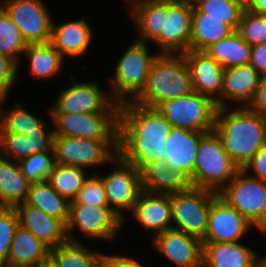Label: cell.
Instances as JSON below:
<instances>
[{
  "label": "cell",
  "instance_id": "1",
  "mask_svg": "<svg viewBox=\"0 0 266 267\" xmlns=\"http://www.w3.org/2000/svg\"><path fill=\"white\" fill-rule=\"evenodd\" d=\"M171 128L157 108L132 101L120 104L118 155L139 170L158 159L167 161L164 146Z\"/></svg>",
  "mask_w": 266,
  "mask_h": 267
},
{
  "label": "cell",
  "instance_id": "2",
  "mask_svg": "<svg viewBox=\"0 0 266 267\" xmlns=\"http://www.w3.org/2000/svg\"><path fill=\"white\" fill-rule=\"evenodd\" d=\"M235 107L217 108L213 131L234 163L243 169L266 145V117L248 107Z\"/></svg>",
  "mask_w": 266,
  "mask_h": 267
},
{
  "label": "cell",
  "instance_id": "3",
  "mask_svg": "<svg viewBox=\"0 0 266 267\" xmlns=\"http://www.w3.org/2000/svg\"><path fill=\"white\" fill-rule=\"evenodd\" d=\"M191 72L183 54L160 53L142 92L132 102L157 108L165 101L192 93Z\"/></svg>",
  "mask_w": 266,
  "mask_h": 267
},
{
  "label": "cell",
  "instance_id": "4",
  "mask_svg": "<svg viewBox=\"0 0 266 267\" xmlns=\"http://www.w3.org/2000/svg\"><path fill=\"white\" fill-rule=\"evenodd\" d=\"M149 43L134 39L115 64L111 97L119 104L134 100L144 89L149 71L160 52L149 53Z\"/></svg>",
  "mask_w": 266,
  "mask_h": 267
},
{
  "label": "cell",
  "instance_id": "5",
  "mask_svg": "<svg viewBox=\"0 0 266 267\" xmlns=\"http://www.w3.org/2000/svg\"><path fill=\"white\" fill-rule=\"evenodd\" d=\"M239 170L214 131L201 138L191 178L193 187L219 193Z\"/></svg>",
  "mask_w": 266,
  "mask_h": 267
},
{
  "label": "cell",
  "instance_id": "6",
  "mask_svg": "<svg viewBox=\"0 0 266 267\" xmlns=\"http://www.w3.org/2000/svg\"><path fill=\"white\" fill-rule=\"evenodd\" d=\"M218 196L266 235V181L240 169Z\"/></svg>",
  "mask_w": 266,
  "mask_h": 267
},
{
  "label": "cell",
  "instance_id": "7",
  "mask_svg": "<svg viewBox=\"0 0 266 267\" xmlns=\"http://www.w3.org/2000/svg\"><path fill=\"white\" fill-rule=\"evenodd\" d=\"M55 163L80 168L109 164L118 154V140L54 136Z\"/></svg>",
  "mask_w": 266,
  "mask_h": 267
},
{
  "label": "cell",
  "instance_id": "8",
  "mask_svg": "<svg viewBox=\"0 0 266 267\" xmlns=\"http://www.w3.org/2000/svg\"><path fill=\"white\" fill-rule=\"evenodd\" d=\"M157 109L172 127L212 132L215 126L216 103L210 97L195 91L165 101Z\"/></svg>",
  "mask_w": 266,
  "mask_h": 267
},
{
  "label": "cell",
  "instance_id": "9",
  "mask_svg": "<svg viewBox=\"0 0 266 267\" xmlns=\"http://www.w3.org/2000/svg\"><path fill=\"white\" fill-rule=\"evenodd\" d=\"M173 229L203 239L207 227L211 202L218 193L201 188L170 194Z\"/></svg>",
  "mask_w": 266,
  "mask_h": 267
},
{
  "label": "cell",
  "instance_id": "10",
  "mask_svg": "<svg viewBox=\"0 0 266 267\" xmlns=\"http://www.w3.org/2000/svg\"><path fill=\"white\" fill-rule=\"evenodd\" d=\"M54 136L118 140L119 112L50 113Z\"/></svg>",
  "mask_w": 266,
  "mask_h": 267
},
{
  "label": "cell",
  "instance_id": "11",
  "mask_svg": "<svg viewBox=\"0 0 266 267\" xmlns=\"http://www.w3.org/2000/svg\"><path fill=\"white\" fill-rule=\"evenodd\" d=\"M90 239H102L110 243L120 235L123 221L109 206H89L86 204H70L69 220L66 234L69 242L80 243L73 235L77 229Z\"/></svg>",
  "mask_w": 266,
  "mask_h": 267
},
{
  "label": "cell",
  "instance_id": "12",
  "mask_svg": "<svg viewBox=\"0 0 266 267\" xmlns=\"http://www.w3.org/2000/svg\"><path fill=\"white\" fill-rule=\"evenodd\" d=\"M110 164L116 169L100 177L105 185L108 206L124 225L126 216L123 213L132 212L142 191L140 170L132 163L124 161L118 154Z\"/></svg>",
  "mask_w": 266,
  "mask_h": 267
},
{
  "label": "cell",
  "instance_id": "13",
  "mask_svg": "<svg viewBox=\"0 0 266 267\" xmlns=\"http://www.w3.org/2000/svg\"><path fill=\"white\" fill-rule=\"evenodd\" d=\"M72 76L70 79L73 84L59 93L48 113L119 112L120 104L110 93L102 91L96 82L79 83Z\"/></svg>",
  "mask_w": 266,
  "mask_h": 267
},
{
  "label": "cell",
  "instance_id": "14",
  "mask_svg": "<svg viewBox=\"0 0 266 267\" xmlns=\"http://www.w3.org/2000/svg\"><path fill=\"white\" fill-rule=\"evenodd\" d=\"M0 6L19 28L27 44L50 42L54 19L44 0H3Z\"/></svg>",
  "mask_w": 266,
  "mask_h": 267
},
{
  "label": "cell",
  "instance_id": "15",
  "mask_svg": "<svg viewBox=\"0 0 266 267\" xmlns=\"http://www.w3.org/2000/svg\"><path fill=\"white\" fill-rule=\"evenodd\" d=\"M193 3L164 1V32L152 41L160 53L182 54L190 50Z\"/></svg>",
  "mask_w": 266,
  "mask_h": 267
},
{
  "label": "cell",
  "instance_id": "16",
  "mask_svg": "<svg viewBox=\"0 0 266 267\" xmlns=\"http://www.w3.org/2000/svg\"><path fill=\"white\" fill-rule=\"evenodd\" d=\"M252 226L236 209L217 196L211 202L202 243L240 242Z\"/></svg>",
  "mask_w": 266,
  "mask_h": 267
},
{
  "label": "cell",
  "instance_id": "17",
  "mask_svg": "<svg viewBox=\"0 0 266 267\" xmlns=\"http://www.w3.org/2000/svg\"><path fill=\"white\" fill-rule=\"evenodd\" d=\"M151 244L177 267H203V243L197 237L170 228L151 238Z\"/></svg>",
  "mask_w": 266,
  "mask_h": 267
},
{
  "label": "cell",
  "instance_id": "18",
  "mask_svg": "<svg viewBox=\"0 0 266 267\" xmlns=\"http://www.w3.org/2000/svg\"><path fill=\"white\" fill-rule=\"evenodd\" d=\"M182 54L191 72L193 90L210 97L217 108H222L224 68L204 51L189 50Z\"/></svg>",
  "mask_w": 266,
  "mask_h": 267
},
{
  "label": "cell",
  "instance_id": "19",
  "mask_svg": "<svg viewBox=\"0 0 266 267\" xmlns=\"http://www.w3.org/2000/svg\"><path fill=\"white\" fill-rule=\"evenodd\" d=\"M45 121L38 132L19 134L6 131L0 125V155L19 162L38 152L52 151L54 146V130L48 129Z\"/></svg>",
  "mask_w": 266,
  "mask_h": 267
},
{
  "label": "cell",
  "instance_id": "20",
  "mask_svg": "<svg viewBox=\"0 0 266 267\" xmlns=\"http://www.w3.org/2000/svg\"><path fill=\"white\" fill-rule=\"evenodd\" d=\"M132 217L143 226L145 231H152L154 238L172 228V206L170 194L141 191L131 212Z\"/></svg>",
  "mask_w": 266,
  "mask_h": 267
},
{
  "label": "cell",
  "instance_id": "21",
  "mask_svg": "<svg viewBox=\"0 0 266 267\" xmlns=\"http://www.w3.org/2000/svg\"><path fill=\"white\" fill-rule=\"evenodd\" d=\"M261 79L262 76L250 64L224 69L222 108H228L230 102L238 103L236 107H248L254 99Z\"/></svg>",
  "mask_w": 266,
  "mask_h": 267
},
{
  "label": "cell",
  "instance_id": "22",
  "mask_svg": "<svg viewBox=\"0 0 266 267\" xmlns=\"http://www.w3.org/2000/svg\"><path fill=\"white\" fill-rule=\"evenodd\" d=\"M91 26L85 17L61 24L53 21L50 43L66 61L69 57H81L89 51L93 42L94 30Z\"/></svg>",
  "mask_w": 266,
  "mask_h": 267
},
{
  "label": "cell",
  "instance_id": "23",
  "mask_svg": "<svg viewBox=\"0 0 266 267\" xmlns=\"http://www.w3.org/2000/svg\"><path fill=\"white\" fill-rule=\"evenodd\" d=\"M15 209L19 224L50 249L68 242L66 225L61 220L25 203L17 205Z\"/></svg>",
  "mask_w": 266,
  "mask_h": 267
},
{
  "label": "cell",
  "instance_id": "24",
  "mask_svg": "<svg viewBox=\"0 0 266 267\" xmlns=\"http://www.w3.org/2000/svg\"><path fill=\"white\" fill-rule=\"evenodd\" d=\"M141 188L150 193L172 194L193 188L191 178L180 168H169L158 159L140 170Z\"/></svg>",
  "mask_w": 266,
  "mask_h": 267
},
{
  "label": "cell",
  "instance_id": "25",
  "mask_svg": "<svg viewBox=\"0 0 266 267\" xmlns=\"http://www.w3.org/2000/svg\"><path fill=\"white\" fill-rule=\"evenodd\" d=\"M206 133L172 127L164 146L169 168H180L192 178L198 146Z\"/></svg>",
  "mask_w": 266,
  "mask_h": 267
},
{
  "label": "cell",
  "instance_id": "26",
  "mask_svg": "<svg viewBox=\"0 0 266 267\" xmlns=\"http://www.w3.org/2000/svg\"><path fill=\"white\" fill-rule=\"evenodd\" d=\"M258 258L241 242L203 243V267H255Z\"/></svg>",
  "mask_w": 266,
  "mask_h": 267
},
{
  "label": "cell",
  "instance_id": "27",
  "mask_svg": "<svg viewBox=\"0 0 266 267\" xmlns=\"http://www.w3.org/2000/svg\"><path fill=\"white\" fill-rule=\"evenodd\" d=\"M129 2L131 18L135 22L140 42H152L160 32H164V1L126 0Z\"/></svg>",
  "mask_w": 266,
  "mask_h": 267
},
{
  "label": "cell",
  "instance_id": "28",
  "mask_svg": "<svg viewBox=\"0 0 266 267\" xmlns=\"http://www.w3.org/2000/svg\"><path fill=\"white\" fill-rule=\"evenodd\" d=\"M30 184L18 162L0 155V207L15 208L23 204Z\"/></svg>",
  "mask_w": 266,
  "mask_h": 267
},
{
  "label": "cell",
  "instance_id": "29",
  "mask_svg": "<svg viewBox=\"0 0 266 267\" xmlns=\"http://www.w3.org/2000/svg\"><path fill=\"white\" fill-rule=\"evenodd\" d=\"M50 248L20 224L10 245L8 264L36 266L49 259Z\"/></svg>",
  "mask_w": 266,
  "mask_h": 267
},
{
  "label": "cell",
  "instance_id": "30",
  "mask_svg": "<svg viewBox=\"0 0 266 267\" xmlns=\"http://www.w3.org/2000/svg\"><path fill=\"white\" fill-rule=\"evenodd\" d=\"M24 203L41 209L65 225L68 223L70 202L54 190L48 180L31 183Z\"/></svg>",
  "mask_w": 266,
  "mask_h": 267
},
{
  "label": "cell",
  "instance_id": "31",
  "mask_svg": "<svg viewBox=\"0 0 266 267\" xmlns=\"http://www.w3.org/2000/svg\"><path fill=\"white\" fill-rule=\"evenodd\" d=\"M251 49L237 31L231 33L210 46L204 52L219 63L224 69L247 65L250 62Z\"/></svg>",
  "mask_w": 266,
  "mask_h": 267
},
{
  "label": "cell",
  "instance_id": "32",
  "mask_svg": "<svg viewBox=\"0 0 266 267\" xmlns=\"http://www.w3.org/2000/svg\"><path fill=\"white\" fill-rule=\"evenodd\" d=\"M29 59V74L35 78L49 80L61 72L65 59L50 42L45 44H28L24 51Z\"/></svg>",
  "mask_w": 266,
  "mask_h": 267
},
{
  "label": "cell",
  "instance_id": "33",
  "mask_svg": "<svg viewBox=\"0 0 266 267\" xmlns=\"http://www.w3.org/2000/svg\"><path fill=\"white\" fill-rule=\"evenodd\" d=\"M234 31L215 18H204V13L193 6L190 50L204 51L211 44L228 37Z\"/></svg>",
  "mask_w": 266,
  "mask_h": 267
},
{
  "label": "cell",
  "instance_id": "34",
  "mask_svg": "<svg viewBox=\"0 0 266 267\" xmlns=\"http://www.w3.org/2000/svg\"><path fill=\"white\" fill-rule=\"evenodd\" d=\"M104 253L91 250L82 242H67L50 249L49 259L56 267H102Z\"/></svg>",
  "mask_w": 266,
  "mask_h": 267
},
{
  "label": "cell",
  "instance_id": "35",
  "mask_svg": "<svg viewBox=\"0 0 266 267\" xmlns=\"http://www.w3.org/2000/svg\"><path fill=\"white\" fill-rule=\"evenodd\" d=\"M86 169L55 163L48 181L62 197L72 202L89 175Z\"/></svg>",
  "mask_w": 266,
  "mask_h": 267
},
{
  "label": "cell",
  "instance_id": "36",
  "mask_svg": "<svg viewBox=\"0 0 266 267\" xmlns=\"http://www.w3.org/2000/svg\"><path fill=\"white\" fill-rule=\"evenodd\" d=\"M193 6L204 13V18L222 20L233 31H237L245 9V0H196Z\"/></svg>",
  "mask_w": 266,
  "mask_h": 267
},
{
  "label": "cell",
  "instance_id": "37",
  "mask_svg": "<svg viewBox=\"0 0 266 267\" xmlns=\"http://www.w3.org/2000/svg\"><path fill=\"white\" fill-rule=\"evenodd\" d=\"M13 108L1 110L0 125L9 132L31 134L38 132V128L45 122L44 118L33 115L25 110L23 104L17 102Z\"/></svg>",
  "mask_w": 266,
  "mask_h": 267
},
{
  "label": "cell",
  "instance_id": "38",
  "mask_svg": "<svg viewBox=\"0 0 266 267\" xmlns=\"http://www.w3.org/2000/svg\"><path fill=\"white\" fill-rule=\"evenodd\" d=\"M27 46L19 28L0 6V53L6 54L19 64Z\"/></svg>",
  "mask_w": 266,
  "mask_h": 267
},
{
  "label": "cell",
  "instance_id": "39",
  "mask_svg": "<svg viewBox=\"0 0 266 267\" xmlns=\"http://www.w3.org/2000/svg\"><path fill=\"white\" fill-rule=\"evenodd\" d=\"M22 174L31 182L48 180L55 165V151L38 152L18 162Z\"/></svg>",
  "mask_w": 266,
  "mask_h": 267
},
{
  "label": "cell",
  "instance_id": "40",
  "mask_svg": "<svg viewBox=\"0 0 266 267\" xmlns=\"http://www.w3.org/2000/svg\"><path fill=\"white\" fill-rule=\"evenodd\" d=\"M237 32L250 46L266 43V15L244 9Z\"/></svg>",
  "mask_w": 266,
  "mask_h": 267
},
{
  "label": "cell",
  "instance_id": "41",
  "mask_svg": "<svg viewBox=\"0 0 266 267\" xmlns=\"http://www.w3.org/2000/svg\"><path fill=\"white\" fill-rule=\"evenodd\" d=\"M70 204L108 206L105 185L98 172L89 175L76 198Z\"/></svg>",
  "mask_w": 266,
  "mask_h": 267
},
{
  "label": "cell",
  "instance_id": "42",
  "mask_svg": "<svg viewBox=\"0 0 266 267\" xmlns=\"http://www.w3.org/2000/svg\"><path fill=\"white\" fill-rule=\"evenodd\" d=\"M19 225L15 208L0 207V267L8 264V255L14 232Z\"/></svg>",
  "mask_w": 266,
  "mask_h": 267
},
{
  "label": "cell",
  "instance_id": "43",
  "mask_svg": "<svg viewBox=\"0 0 266 267\" xmlns=\"http://www.w3.org/2000/svg\"><path fill=\"white\" fill-rule=\"evenodd\" d=\"M19 66L14 59L0 53V95L5 100L18 78Z\"/></svg>",
  "mask_w": 266,
  "mask_h": 267
},
{
  "label": "cell",
  "instance_id": "44",
  "mask_svg": "<svg viewBox=\"0 0 266 267\" xmlns=\"http://www.w3.org/2000/svg\"><path fill=\"white\" fill-rule=\"evenodd\" d=\"M242 170L249 174L252 171L251 177L266 181V145L254 155Z\"/></svg>",
  "mask_w": 266,
  "mask_h": 267
},
{
  "label": "cell",
  "instance_id": "45",
  "mask_svg": "<svg viewBox=\"0 0 266 267\" xmlns=\"http://www.w3.org/2000/svg\"><path fill=\"white\" fill-rule=\"evenodd\" d=\"M102 267H145L134 257L122 256L120 254H104L102 258Z\"/></svg>",
  "mask_w": 266,
  "mask_h": 267
},
{
  "label": "cell",
  "instance_id": "46",
  "mask_svg": "<svg viewBox=\"0 0 266 267\" xmlns=\"http://www.w3.org/2000/svg\"><path fill=\"white\" fill-rule=\"evenodd\" d=\"M249 64L262 77L266 76V43L252 46Z\"/></svg>",
  "mask_w": 266,
  "mask_h": 267
},
{
  "label": "cell",
  "instance_id": "47",
  "mask_svg": "<svg viewBox=\"0 0 266 267\" xmlns=\"http://www.w3.org/2000/svg\"><path fill=\"white\" fill-rule=\"evenodd\" d=\"M248 108L263 117H266V76H263L253 101Z\"/></svg>",
  "mask_w": 266,
  "mask_h": 267
},
{
  "label": "cell",
  "instance_id": "48",
  "mask_svg": "<svg viewBox=\"0 0 266 267\" xmlns=\"http://www.w3.org/2000/svg\"><path fill=\"white\" fill-rule=\"evenodd\" d=\"M245 9L259 15H266V0H245Z\"/></svg>",
  "mask_w": 266,
  "mask_h": 267
},
{
  "label": "cell",
  "instance_id": "49",
  "mask_svg": "<svg viewBox=\"0 0 266 267\" xmlns=\"http://www.w3.org/2000/svg\"><path fill=\"white\" fill-rule=\"evenodd\" d=\"M255 267H266V256L259 257L256 260Z\"/></svg>",
  "mask_w": 266,
  "mask_h": 267
},
{
  "label": "cell",
  "instance_id": "50",
  "mask_svg": "<svg viewBox=\"0 0 266 267\" xmlns=\"http://www.w3.org/2000/svg\"><path fill=\"white\" fill-rule=\"evenodd\" d=\"M38 267H56V265L48 259L45 262H42Z\"/></svg>",
  "mask_w": 266,
  "mask_h": 267
},
{
  "label": "cell",
  "instance_id": "51",
  "mask_svg": "<svg viewBox=\"0 0 266 267\" xmlns=\"http://www.w3.org/2000/svg\"><path fill=\"white\" fill-rule=\"evenodd\" d=\"M1 267H36V266H17V265L6 264Z\"/></svg>",
  "mask_w": 266,
  "mask_h": 267
},
{
  "label": "cell",
  "instance_id": "52",
  "mask_svg": "<svg viewBox=\"0 0 266 267\" xmlns=\"http://www.w3.org/2000/svg\"><path fill=\"white\" fill-rule=\"evenodd\" d=\"M5 102H6L5 99L0 95V117H1L2 104Z\"/></svg>",
  "mask_w": 266,
  "mask_h": 267
},
{
  "label": "cell",
  "instance_id": "53",
  "mask_svg": "<svg viewBox=\"0 0 266 267\" xmlns=\"http://www.w3.org/2000/svg\"><path fill=\"white\" fill-rule=\"evenodd\" d=\"M196 0H181V3H194Z\"/></svg>",
  "mask_w": 266,
  "mask_h": 267
},
{
  "label": "cell",
  "instance_id": "54",
  "mask_svg": "<svg viewBox=\"0 0 266 267\" xmlns=\"http://www.w3.org/2000/svg\"><path fill=\"white\" fill-rule=\"evenodd\" d=\"M159 1H167V2L181 3V0H159Z\"/></svg>",
  "mask_w": 266,
  "mask_h": 267
}]
</instances>
